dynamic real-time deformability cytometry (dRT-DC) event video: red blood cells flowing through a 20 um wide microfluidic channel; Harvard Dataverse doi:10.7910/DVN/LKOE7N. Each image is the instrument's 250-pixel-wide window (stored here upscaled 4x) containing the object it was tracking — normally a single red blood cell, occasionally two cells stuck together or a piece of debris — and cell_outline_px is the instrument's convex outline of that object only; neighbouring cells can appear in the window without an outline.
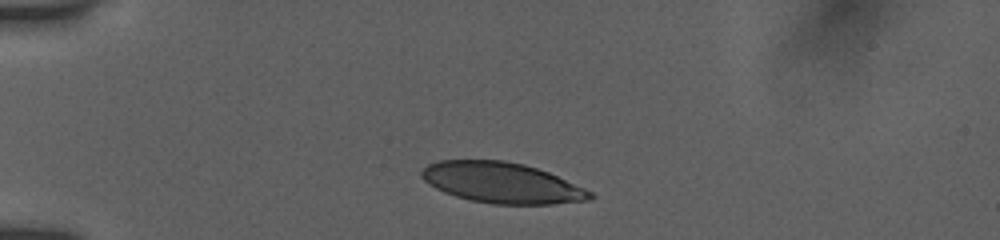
{"species": "human", "species_latin": "Homo sapiens", "temperature_condition": "room temperature", "stored_images_in_passage": 16, "camera_frame_rate_fps": 3000, "um_per_image_px": 0.085, "donor": {"sex": "female"}, "frame": {"image": 1, "passage_image": 1, "time_ms": 0.0, "image_size_px": [1000, 240], "cell_outline_px": [[596, 196], [588, 200], [552, 204], [492, 204], [472, 200], [456, 196], [444, 192], [428, 184], [420, 176], [420, 172], [428, 164], [440, 160], [504, 160], [524, 164], [548, 172], [584, 188], [592, 192]], "centroid_in_image_um": [42.64, 15.53], "position_along_channel_um": 42.4, "area_um2": 39.77}}
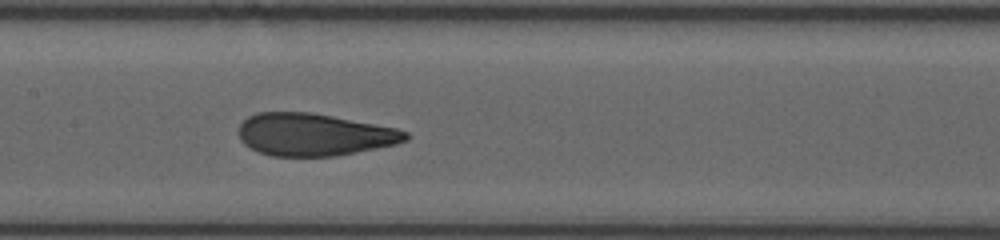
{"frame": {"image": 2, "passage_image": 7, "time_ms": 4.667, "image_size_px": [1000, 240], "cell_outline_px": [[412, 136], [408, 140], [396, 144], [336, 156], [272, 156], [260, 152], [244, 144], [240, 140], [240, 124], [248, 116], [256, 112], [312, 112], [396, 128], [408, 132]], "centroid_in_image_um": [26.72, 11.43], "position_along_channel_um": 180.7, "area_um2": 41.21}}
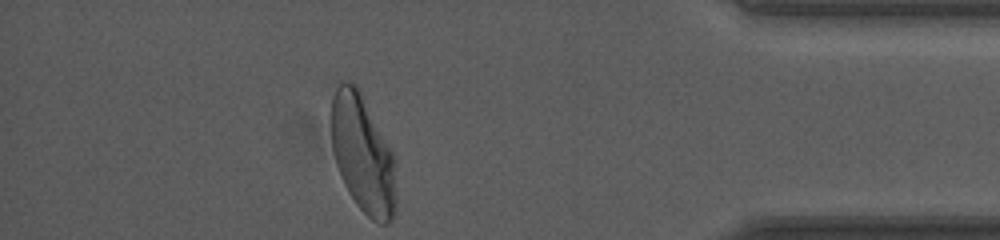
{"frame": {"image": 3, "passage_image": 16, "time_ms": 11.333, "image_size_px": [1000, 240], "cell_outline_px": [[396, 208], [392, 220], [388, 224], [380, 224], [372, 220], [356, 204], [344, 184], [336, 164], [332, 148], [332, 96], [336, 88], [344, 80], [356, 84], [396, 156]], "centroid_in_image_um": [30.88, 13.13], "position_along_channel_um": 404.3, "area_um2": 44.97}, "authors_computed_cell_mechanics": {"area_um2": 41.7316, "velocity_mm_per_s": 3.8593, "shape_relaxation_time_tau1_ms": 5.4625, "shape_relaxation_time_tau2_ms": null, "deformation_change_tau1": 0.1895, "deformation_change_tau2": null}}